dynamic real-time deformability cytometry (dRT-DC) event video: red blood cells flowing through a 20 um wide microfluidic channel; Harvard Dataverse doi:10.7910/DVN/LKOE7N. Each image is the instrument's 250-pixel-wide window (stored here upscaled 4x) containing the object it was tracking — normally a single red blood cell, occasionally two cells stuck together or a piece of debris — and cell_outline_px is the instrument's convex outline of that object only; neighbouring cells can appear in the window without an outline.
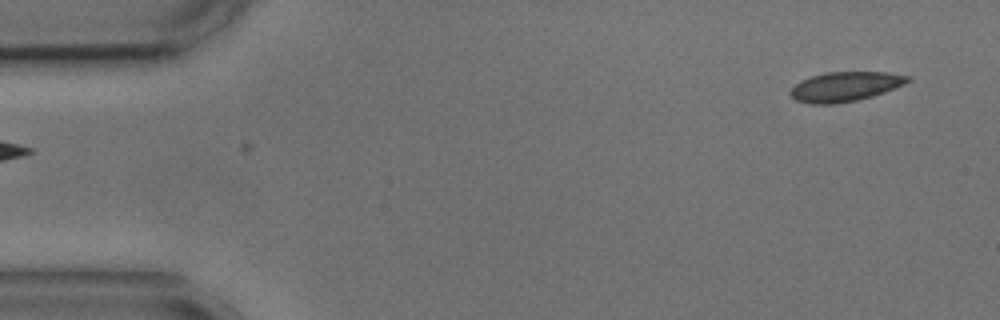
{"species": "common noctule bat (a hibernating species)", "species_latin": "Nyctalus noctula", "temperature_condition": "cold", "stored_images_in_passage": 50, "camera_frame_rate_fps": 3000, "um_per_image_px": 0.085, "animal": {"sex": "male", "body_mass_g": 17.9, "forearm_length_mm": 54.2}, "frame": {"image": 1, "passage_image": 1, "time_ms": 0.0, "image_size_px": [1000, 320], "cell_outline_px": [[912, 80], [904, 84], [884, 92], [872, 96], [856, 100], [836, 104], [812, 104], [796, 100], [788, 92], [800, 80], [812, 76], [828, 72], [888, 72], [912, 76]], "centroid_in_image_um": [71.86, 7.35], "position_along_channel_um": 13.1, "area_um2": 20.23}}
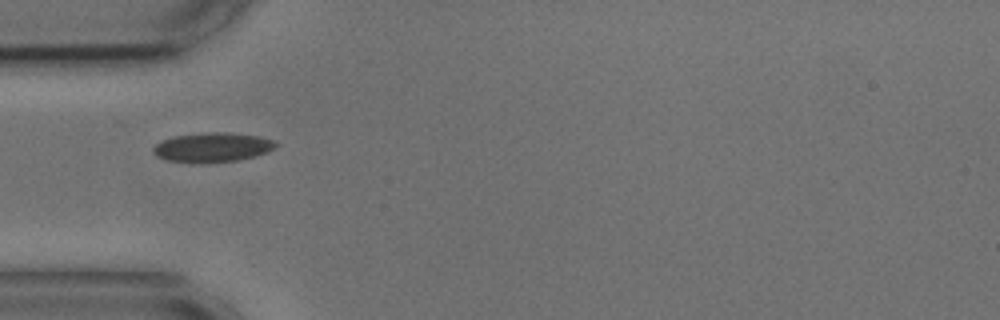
{"frame": {"image": 2, "passage_image": 14, "time_ms": 4.333, "image_size_px": [1000, 320], "cell_outline_px": [[280, 144], [276, 148], [268, 152], [256, 156], [236, 160], [192, 164], [168, 160], [156, 156], [152, 152], [152, 148], [160, 140], [176, 136], [208, 132], [228, 132], [260, 136], [276, 140]], "centroid_in_image_um": [18.09, 12.52], "position_along_channel_um": 66.9, "area_um2": 21.44}}
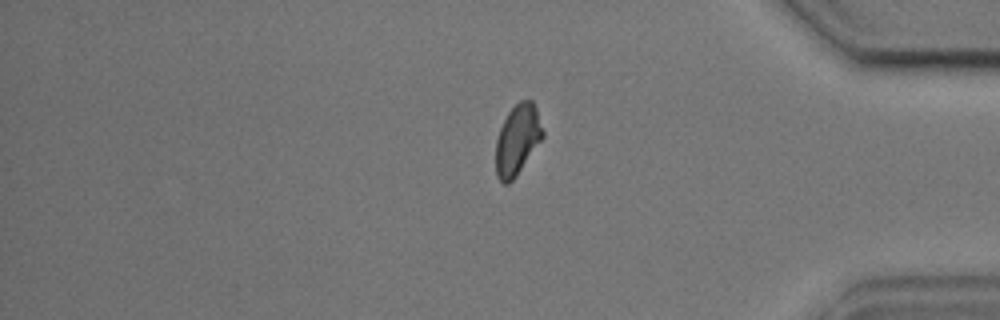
{"frame": {"image": 3, "passage_image": 43, "time_ms": 14.0, "image_size_px": [1000, 320], "cell_outline_px": [[544, 136], [516, 176], [508, 184], [504, 184], [496, 176], [496, 140], [500, 128], [508, 112], [520, 100], [532, 100], [536, 108], [544, 132]], "centroid_in_image_um": [43.98, 11.88], "position_along_channel_um": 391.2, "area_um2": 19.07}}